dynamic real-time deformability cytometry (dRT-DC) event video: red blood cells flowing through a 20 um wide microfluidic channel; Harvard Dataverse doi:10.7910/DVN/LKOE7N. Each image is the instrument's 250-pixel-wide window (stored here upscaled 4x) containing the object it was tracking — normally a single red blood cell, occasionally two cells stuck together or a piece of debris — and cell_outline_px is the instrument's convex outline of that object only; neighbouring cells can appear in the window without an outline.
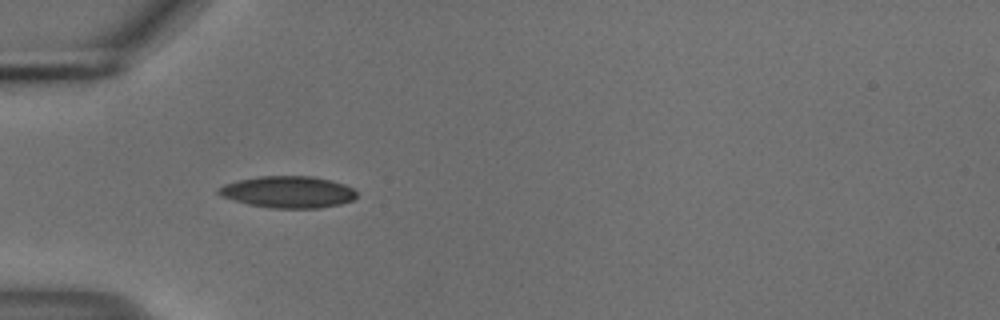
{"species": "common noctule bat (a hibernating species)", "species_latin": "Nyctalus noctula", "temperature_condition": "cold", "stored_images_in_passage": 7, "camera_frame_rate_fps": 3000, "um_per_image_px": 0.085, "animal": {"sex": "male", "body_mass_g": 18.8}, "frame": {"image": 1, "passage_image": 4, "time_ms": 1.0, "image_size_px": [1000, 320], "cell_outline_px": [[356, 196], [352, 200], [340, 204], [320, 208], [268, 208], [248, 204], [224, 196], [216, 192], [216, 188], [224, 184], [240, 180], [260, 176], [312, 176], [332, 180], [344, 184], [352, 188], [356, 192]], "centroid_in_image_um": [24.49, 16.32], "position_along_channel_um": 60.5, "area_um2": 25.43}}